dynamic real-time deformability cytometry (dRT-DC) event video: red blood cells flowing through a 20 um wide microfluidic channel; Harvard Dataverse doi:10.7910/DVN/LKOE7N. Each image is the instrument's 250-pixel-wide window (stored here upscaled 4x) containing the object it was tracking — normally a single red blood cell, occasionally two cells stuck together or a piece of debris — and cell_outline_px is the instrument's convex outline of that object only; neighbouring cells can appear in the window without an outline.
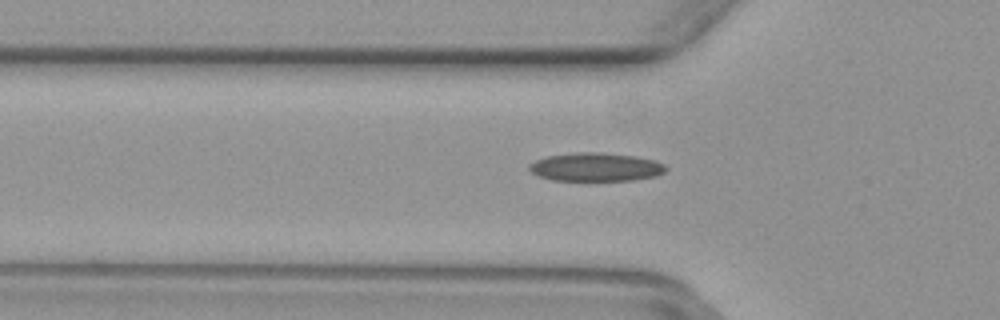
{"species": "common noctule bat (a hibernating species)", "species_latin": "Nyctalus noctula", "temperature_condition": "warm", "stored_images_in_passage": 45, "camera_frame_rate_fps": 3000, "um_per_image_px": 0.085, "animal": {"sex": "female", "body_mass_g": 29.2, "forearm_length_mm": 56.3}, "frame": {"image": 1, "passage_image": 16, "time_ms": 5.0, "image_size_px": [1000, 320], "cell_outline_px": [[668, 168], [664, 172], [656, 176], [632, 180], [552, 180], [540, 176], [532, 172], [528, 168], [528, 164], [536, 160], [548, 156], [576, 152], [600, 152], [636, 156], [656, 160], [664, 164]], "centroid_in_image_um": [50.67, 14.19], "position_along_channel_um": 75.1, "area_um2": 22.66}}
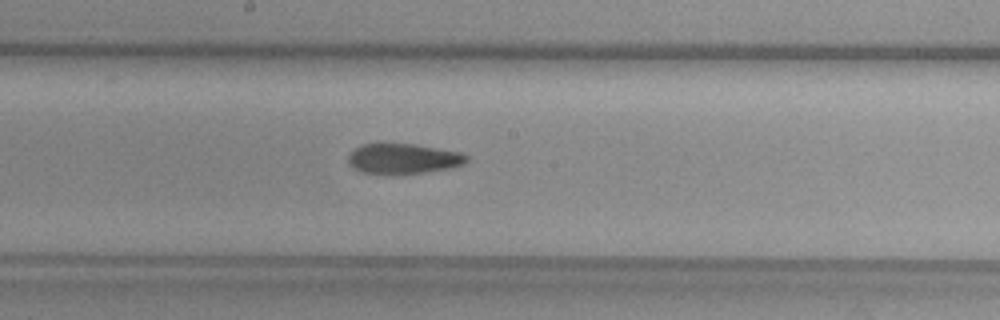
{"frame": {"image": 2, "passage_image": 26, "time_ms": 8.333, "image_size_px": [1000, 320], "cell_outline_px": [[468, 160], [464, 164], [448, 168], [424, 172], [388, 176], [360, 172], [352, 168], [348, 164], [348, 156], [356, 148], [364, 144], [416, 144], [460, 152], [468, 156]], "centroid_in_image_um": [34.24, 13.52], "position_along_channel_um": 214.0, "area_um2": 21.15}}
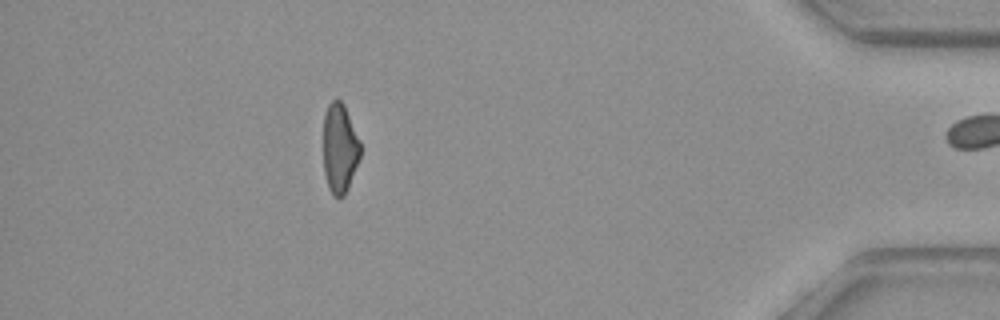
{"frame": {"image": 3, "passage_image": 44, "time_ms": 14.333, "image_size_px": [1000, 320], "cell_outline_px": [[360, 156], [348, 188], [344, 196], [340, 200], [328, 188], [324, 172], [324, 116], [328, 104], [332, 100], [340, 100], [344, 104], [360, 140]], "centroid_in_image_um": [28.88, 12.61], "position_along_channel_um": 406.3, "area_um2": 19.25}}